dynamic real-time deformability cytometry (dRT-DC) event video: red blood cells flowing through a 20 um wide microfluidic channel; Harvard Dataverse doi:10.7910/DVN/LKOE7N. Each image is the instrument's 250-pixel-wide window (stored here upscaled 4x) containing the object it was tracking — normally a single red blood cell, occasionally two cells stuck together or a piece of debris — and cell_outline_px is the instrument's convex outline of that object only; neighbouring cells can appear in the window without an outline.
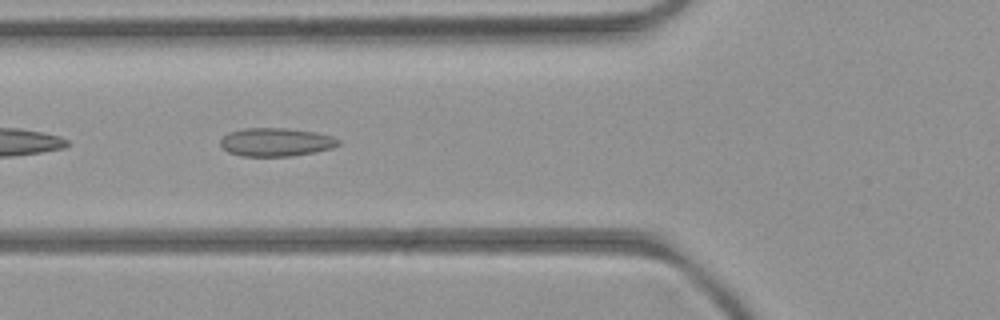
{"species": "common noctule bat (a hibernating species)", "species_latin": "Nyctalus noctula", "temperature_condition": "room temperature", "stored_images_in_passage": 5, "camera_frame_rate_fps": 3000, "um_per_image_px": 0.085, "animal": {"sex": "female", "body_mass_g": 21.9}, "frame": {"image": 1, "passage_image": 4, "time_ms": 3.333, "image_size_px": [1000, 320], "cell_outline_px": [[340, 144], [332, 148], [292, 156], [240, 156], [228, 152], [220, 144], [220, 140], [228, 132], [244, 128], [288, 128], [316, 132], [332, 136], [340, 140]], "centroid_in_image_um": [23.45, 12.07], "position_along_channel_um": 102.3, "area_um2": 19.54}}
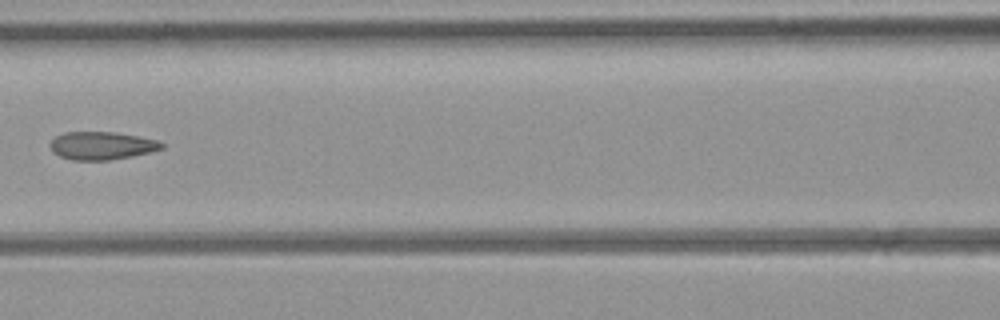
{"frame": {"image": 2, "passage_image": 5, "time_ms": 4.667, "image_size_px": [1000, 320], "cell_outline_px": [[164, 148], [152, 152], [132, 156], [108, 160], [72, 160], [60, 156], [52, 152], [48, 144], [56, 136], [64, 132], [116, 132], [156, 140], [164, 144]], "centroid_in_image_um": [8.62, 12.38], "position_along_channel_um": 158.0, "area_um2": 18.21}}